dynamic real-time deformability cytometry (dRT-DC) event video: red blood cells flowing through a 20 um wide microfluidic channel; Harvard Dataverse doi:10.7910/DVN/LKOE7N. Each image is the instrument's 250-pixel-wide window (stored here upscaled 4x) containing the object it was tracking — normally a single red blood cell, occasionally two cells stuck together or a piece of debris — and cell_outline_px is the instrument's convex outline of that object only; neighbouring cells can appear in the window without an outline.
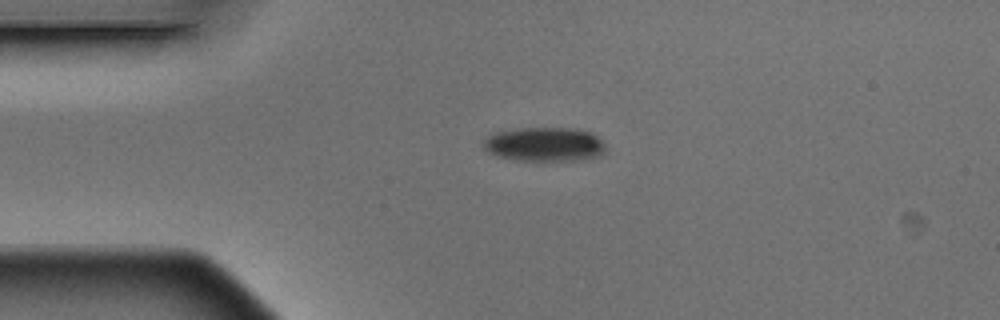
{"species": "Egyptian fruit bat (a non-hibernating species)", "species_latin": "Rousettus aegyptiacus", "temperature_condition": "warm", "stored_images_in_passage": 5, "camera_frame_rate_fps": 3000, "um_per_image_px": 0.085, "animal": {"sex": "male"}, "frame": {"image": 1, "passage_image": 3, "time_ms": 0.667, "image_size_px": [1000, 320], "cell_outline_px": [[604, 152], [600, 156], [580, 160], [516, 160], [496, 156], [488, 152], [484, 148], [484, 140], [492, 132], [520, 128], [572, 128], [592, 132], [604, 144]], "centroid_in_image_um": [46.26, 12.26], "position_along_channel_um": 38.7, "area_um2": 24.33}}
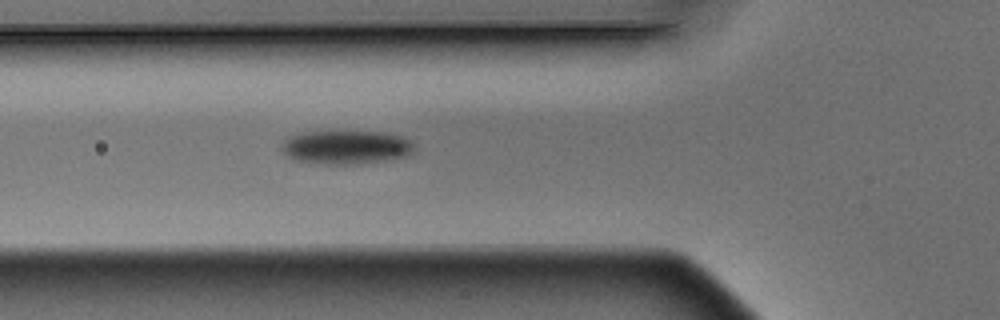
{"frame": {"image": 2, "passage_image": 5, "time_ms": 1.333, "image_size_px": [1000, 320], "cell_outline_px": [[412, 156], [388, 160], [360, 164], [328, 164], [300, 160], [288, 156], [280, 152], [280, 144], [288, 136], [300, 132], [332, 128], [384, 132], [404, 136], [412, 144]], "centroid_in_image_um": [29.39, 12.45], "position_along_channel_um": 96.4, "area_um2": 27.4}}